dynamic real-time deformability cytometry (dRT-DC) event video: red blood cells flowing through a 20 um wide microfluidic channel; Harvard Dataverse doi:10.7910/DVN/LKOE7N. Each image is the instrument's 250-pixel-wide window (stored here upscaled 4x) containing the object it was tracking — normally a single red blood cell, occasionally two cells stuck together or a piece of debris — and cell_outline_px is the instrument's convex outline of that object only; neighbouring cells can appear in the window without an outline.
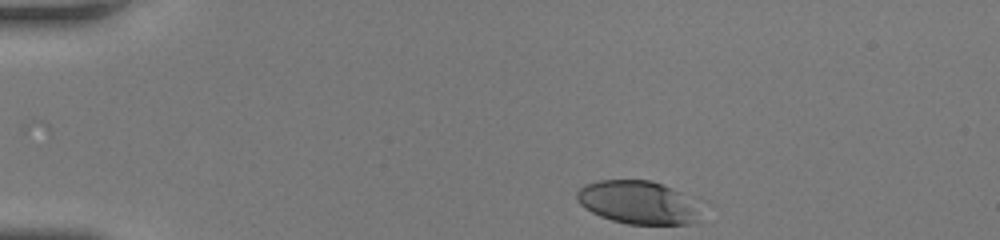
{"species": "human", "species_latin": "Homo sapiens", "temperature_condition": "room temperature", "stored_images_in_passage": 33, "camera_frame_rate_fps": 3000, "um_per_image_px": 0.085, "donor": {"sex": "female"}, "frame": {"image": 1, "passage_image": 1, "time_ms": 0.0, "image_size_px": [1000, 240], "cell_outline_px": [[696, 220], [688, 224], [628, 224], [612, 220], [600, 216], [584, 208], [576, 200], [576, 192], [584, 184], [600, 180], [652, 180], [672, 188], [680, 192], [692, 212]], "centroid_in_image_um": [54.0, 17.18], "position_along_channel_um": 31.0, "area_um2": 29.94}}
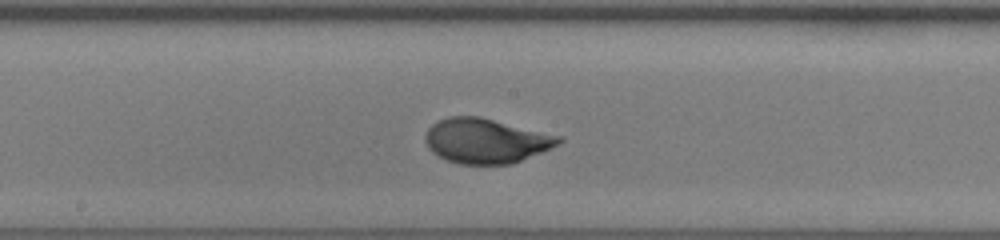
{"frame": {"image": 2, "passage_image": 19, "time_ms": 6.0, "image_size_px": [1000, 240], "cell_outline_px": [[564, 140], [560, 144], [552, 148], [512, 164], [460, 164], [444, 160], [436, 156], [428, 148], [424, 140], [424, 136], [428, 128], [432, 124], [448, 116], [480, 116], [564, 136]], "centroid_in_image_um": [41.32, 11.97], "position_along_channel_um": 206.9, "area_um2": 35.43}}
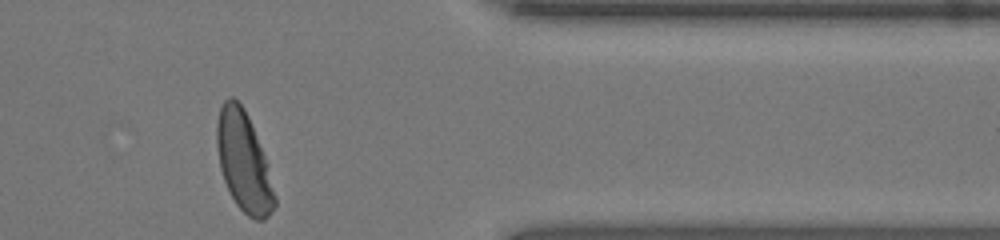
{"frame": {"image": 3, "passage_image": 33, "time_ms": 10.667, "image_size_px": [1000, 240], "cell_outline_px": [[276, 204], [268, 216], [264, 220], [256, 220], [248, 216], [236, 204], [224, 180], [220, 168], [216, 144], [216, 124], [220, 108], [224, 100], [228, 96], [232, 96], [244, 108], [248, 116], [268, 164], [276, 196]], "centroid_in_image_um": [20.71, 13.74], "position_along_channel_um": 390.7, "area_um2": 33.47}, "authors_computed_cell_mechanics": {"area_um2": 33.8708, "velocity_mm_per_s": 4.2495, "shape_relaxation_time_tau1_ms": 3.6186, "shape_relaxation_time_tau2_ms": null, "deformation_change_tau1": 0.1967, "deformation_change_tau2": null}}